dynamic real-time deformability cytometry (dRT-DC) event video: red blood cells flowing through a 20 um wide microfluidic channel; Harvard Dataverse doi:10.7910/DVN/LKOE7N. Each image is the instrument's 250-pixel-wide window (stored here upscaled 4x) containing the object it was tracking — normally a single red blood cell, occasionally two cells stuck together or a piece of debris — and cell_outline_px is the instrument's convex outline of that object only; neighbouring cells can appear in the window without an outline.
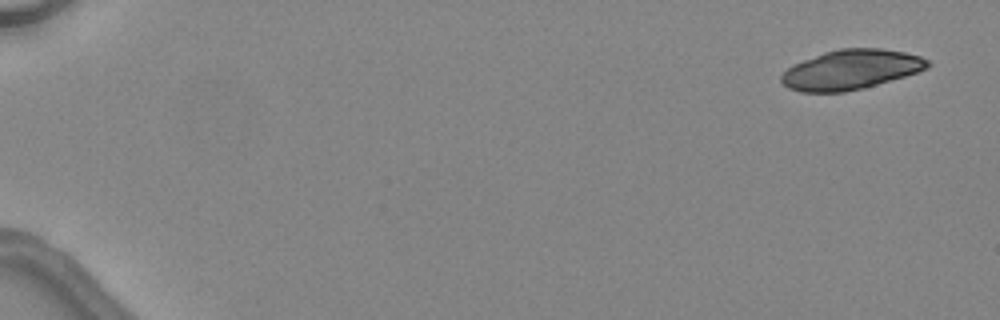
{"species": "common noctule bat (a hibernating species)", "species_latin": "Nyctalus noctula", "temperature_condition": "warm", "stored_images_in_passage": 5, "camera_frame_rate_fps": 3000, "um_per_image_px": 0.085, "animal": {"sex": "female", "body_mass_g": 24.6, "forearm_length_mm": 56.2}, "frame": {"image": 1, "passage_image": 1, "time_ms": 0.0, "image_size_px": [1000, 320], "cell_outline_px": [[932, 64], [928, 68], [904, 76], [876, 84], [844, 92], [800, 92], [788, 88], [780, 80], [780, 76], [792, 64], [824, 52], [840, 48], [880, 48], [904, 52], [920, 56], [928, 60]], "centroid_in_image_um": [72.3, 5.91], "position_along_channel_um": 12.7, "area_um2": 33.64}}